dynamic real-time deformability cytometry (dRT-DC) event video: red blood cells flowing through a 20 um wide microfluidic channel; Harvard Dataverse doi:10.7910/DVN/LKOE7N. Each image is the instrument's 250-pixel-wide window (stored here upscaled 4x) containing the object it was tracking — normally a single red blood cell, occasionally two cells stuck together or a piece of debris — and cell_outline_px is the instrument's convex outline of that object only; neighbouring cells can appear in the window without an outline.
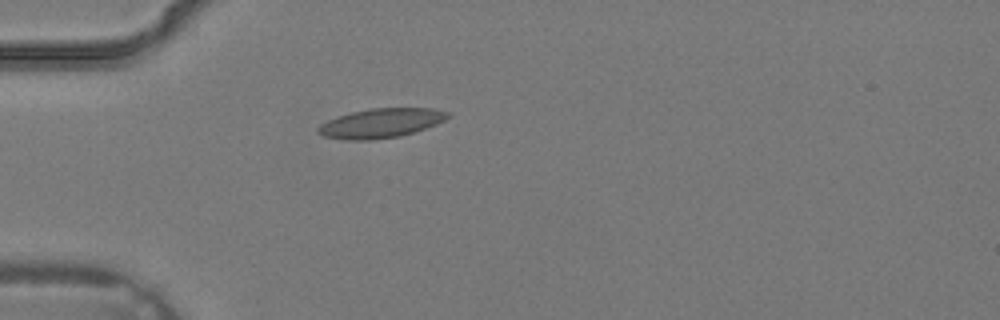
{"species": "common noctule bat (a hibernating species)", "species_latin": "Nyctalus noctula", "temperature_condition": "warm", "stored_images_in_passage": 3, "camera_frame_rate_fps": 3000, "um_per_image_px": 0.085, "animal": {"sex": "male", "body_mass_g": 19.2, "forearm_length_mm": 51.8}, "frame": {"image": 1, "passage_image": 3, "time_ms": 0.667, "image_size_px": [1000, 320], "cell_outline_px": [[448, 116], [444, 120], [436, 124], [400, 136], [372, 140], [344, 140], [324, 136], [316, 132], [316, 128], [320, 124], [328, 120], [352, 112], [368, 108], [436, 108], [448, 112]], "centroid_in_image_um": [32.34, 10.47], "position_along_channel_um": 52.7, "area_um2": 22.08}}